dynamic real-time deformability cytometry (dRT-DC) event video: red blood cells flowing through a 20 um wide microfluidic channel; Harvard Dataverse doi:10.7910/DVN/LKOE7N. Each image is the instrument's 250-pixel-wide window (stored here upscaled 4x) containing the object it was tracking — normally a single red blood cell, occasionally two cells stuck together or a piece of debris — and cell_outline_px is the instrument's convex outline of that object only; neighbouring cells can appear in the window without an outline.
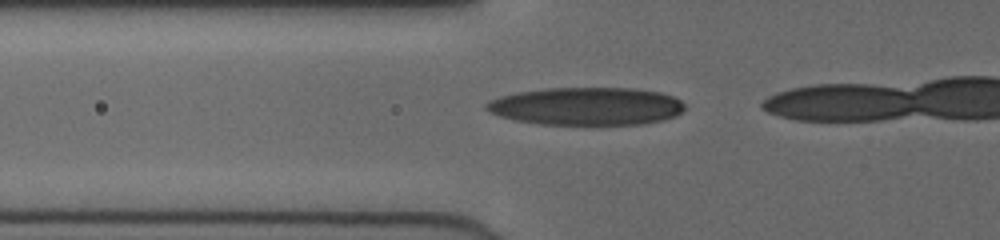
{"species": "human", "species_latin": "Homo sapiens", "temperature_condition": "cold", "stored_images_in_passage": 23, "camera_frame_rate_fps": 3000, "um_per_image_px": 0.085, "donor": {"sex": "female"}, "frame": {"image": 1, "passage_image": 15, "time_ms": 4.667, "image_size_px": [1000, 240], "cell_outline_px": [[684, 108], [676, 116], [664, 120], [640, 124], [540, 124], [516, 120], [500, 116], [488, 112], [484, 108], [484, 104], [488, 100], [500, 96], [516, 92], [544, 88], [632, 88], [660, 92], [672, 96], [680, 100], [684, 104]], "centroid_in_image_um": [49.81, 9.02], "position_along_channel_um": 76.0, "area_um2": 43.87}}
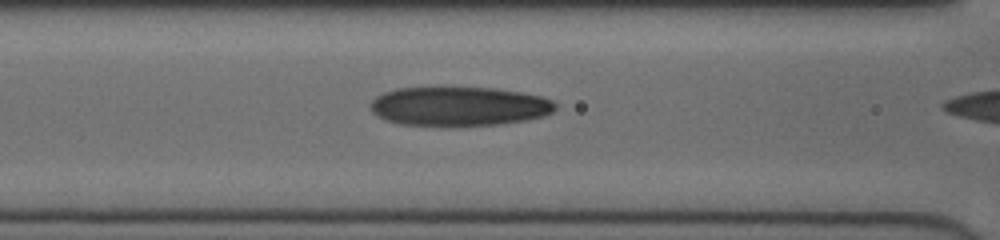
{"frame": {"image": 2, "passage_image": 19, "time_ms": 6.0, "image_size_px": [1000, 240], "cell_outline_px": [[556, 108], [552, 112], [544, 116], [524, 120], [500, 124], [400, 124], [376, 116], [372, 112], [368, 104], [376, 96], [384, 92], [396, 88], [440, 84], [444, 84], [496, 88], [520, 92], [540, 96], [552, 100], [556, 104]], "centroid_in_image_um": [38.96, 8.95], "position_along_channel_um": 127.6, "area_um2": 43.06}}
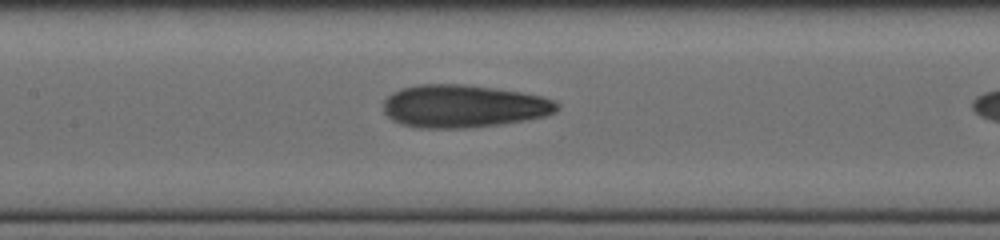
{"frame": {"image": 3, "passage_image": 22, "time_ms": 7.0, "image_size_px": [1000, 240], "cell_outline_px": [[560, 108], [556, 112], [544, 116], [528, 120], [500, 124], [464, 128], [416, 128], [400, 124], [392, 120], [384, 112], [384, 100], [392, 92], [404, 88], [420, 84], [464, 84], [496, 88], [520, 92], [540, 96], [556, 100], [560, 104]], "centroid_in_image_um": [39.41, 9.03], "position_along_channel_um": 168.0, "area_um2": 43.52}}